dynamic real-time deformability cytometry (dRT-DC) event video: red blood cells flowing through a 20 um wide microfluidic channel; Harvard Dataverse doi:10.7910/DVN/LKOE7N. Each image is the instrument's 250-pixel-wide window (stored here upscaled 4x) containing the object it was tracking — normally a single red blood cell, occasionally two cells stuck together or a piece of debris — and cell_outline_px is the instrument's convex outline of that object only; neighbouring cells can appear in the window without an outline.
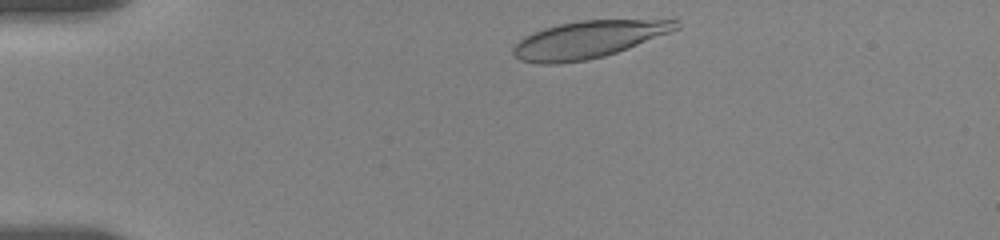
{"species": "human", "species_latin": "Homo sapiens", "temperature_condition": "room temperature", "stored_images_in_passage": 18, "camera_frame_rate_fps": 3000, "um_per_image_px": 0.085, "donor": {"sex": "female"}, "frame": {"image": 1, "passage_image": 2, "time_ms": 0.333, "image_size_px": [1000, 240], "cell_outline_px": [[680, 28], [628, 48], [604, 56], [588, 60], [556, 64], [540, 64], [520, 60], [512, 52], [512, 48], [524, 36], [532, 32], [544, 28], [560, 24], [580, 20], [680, 20]], "centroid_in_image_um": [49.97, 3.36], "position_along_channel_um": 35.0, "area_um2": 35.08}}
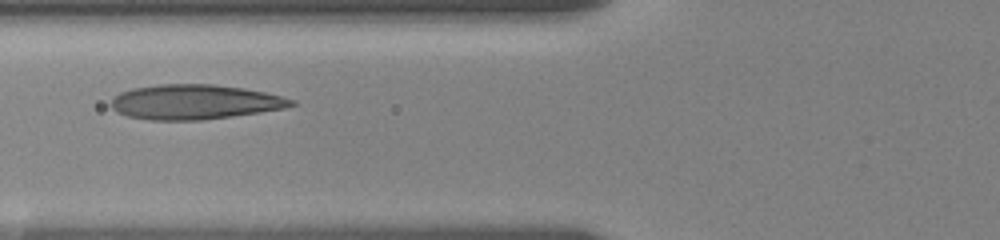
{"frame": {"image": 2, "passage_image": 12, "time_ms": 4.0, "image_size_px": [1000, 240], "cell_outline_px": [[296, 104], [284, 108], [260, 112], [232, 116], [200, 120], [148, 120], [128, 116], [116, 112], [108, 104], [112, 96], [120, 92], [132, 88], [160, 84], [212, 84], [244, 88], [264, 92], [296, 100]], "centroid_in_image_um": [16.49, 8.66], "position_along_channel_um": 109.3, "area_um2": 36.7}}
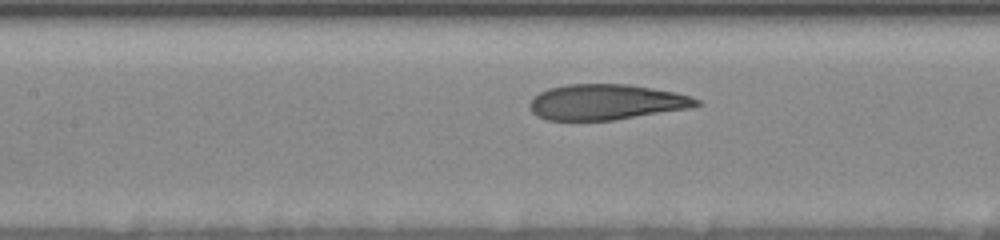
{"frame": {"image": 3, "passage_image": 16, "time_ms": 5.333, "image_size_px": [1000, 240], "cell_outline_px": [[700, 104], [688, 108], [612, 120], [548, 120], [536, 116], [532, 112], [528, 104], [532, 96], [548, 88], [568, 84], [628, 84], [676, 92], [700, 100]], "centroid_in_image_um": [51.46, 8.67], "position_along_channel_um": 155.9, "area_um2": 34.39}}